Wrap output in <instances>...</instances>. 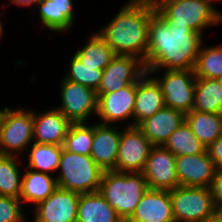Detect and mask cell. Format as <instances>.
<instances>
[{
	"instance_id": "obj_1",
	"label": "cell",
	"mask_w": 222,
	"mask_h": 222,
	"mask_svg": "<svg viewBox=\"0 0 222 222\" xmlns=\"http://www.w3.org/2000/svg\"><path fill=\"white\" fill-rule=\"evenodd\" d=\"M204 35L187 25H167L156 12L150 17L146 71L193 70Z\"/></svg>"
},
{
	"instance_id": "obj_2",
	"label": "cell",
	"mask_w": 222,
	"mask_h": 222,
	"mask_svg": "<svg viewBox=\"0 0 222 222\" xmlns=\"http://www.w3.org/2000/svg\"><path fill=\"white\" fill-rule=\"evenodd\" d=\"M152 5L127 1L117 14L97 33L115 51L116 55H130L146 63Z\"/></svg>"
},
{
	"instance_id": "obj_3",
	"label": "cell",
	"mask_w": 222,
	"mask_h": 222,
	"mask_svg": "<svg viewBox=\"0 0 222 222\" xmlns=\"http://www.w3.org/2000/svg\"><path fill=\"white\" fill-rule=\"evenodd\" d=\"M149 189L143 172L104 171L99 192L126 222Z\"/></svg>"
},
{
	"instance_id": "obj_4",
	"label": "cell",
	"mask_w": 222,
	"mask_h": 222,
	"mask_svg": "<svg viewBox=\"0 0 222 222\" xmlns=\"http://www.w3.org/2000/svg\"><path fill=\"white\" fill-rule=\"evenodd\" d=\"M103 172L90 155L62 148L55 178L59 188L85 194L99 191Z\"/></svg>"
},
{
	"instance_id": "obj_5",
	"label": "cell",
	"mask_w": 222,
	"mask_h": 222,
	"mask_svg": "<svg viewBox=\"0 0 222 222\" xmlns=\"http://www.w3.org/2000/svg\"><path fill=\"white\" fill-rule=\"evenodd\" d=\"M212 3V0H183L165 5L156 14L167 25H187L205 36L204 29L222 23V12Z\"/></svg>"
},
{
	"instance_id": "obj_6",
	"label": "cell",
	"mask_w": 222,
	"mask_h": 222,
	"mask_svg": "<svg viewBox=\"0 0 222 222\" xmlns=\"http://www.w3.org/2000/svg\"><path fill=\"white\" fill-rule=\"evenodd\" d=\"M175 222H212L218 219L209 187L177 186L170 190Z\"/></svg>"
},
{
	"instance_id": "obj_7",
	"label": "cell",
	"mask_w": 222,
	"mask_h": 222,
	"mask_svg": "<svg viewBox=\"0 0 222 222\" xmlns=\"http://www.w3.org/2000/svg\"><path fill=\"white\" fill-rule=\"evenodd\" d=\"M33 129V109L9 108L0 133V154L22 157L33 143Z\"/></svg>"
},
{
	"instance_id": "obj_8",
	"label": "cell",
	"mask_w": 222,
	"mask_h": 222,
	"mask_svg": "<svg viewBox=\"0 0 222 222\" xmlns=\"http://www.w3.org/2000/svg\"><path fill=\"white\" fill-rule=\"evenodd\" d=\"M148 72L160 85L164 95L165 106L179 110L184 114L192 111L196 76L194 70H163Z\"/></svg>"
},
{
	"instance_id": "obj_9",
	"label": "cell",
	"mask_w": 222,
	"mask_h": 222,
	"mask_svg": "<svg viewBox=\"0 0 222 222\" xmlns=\"http://www.w3.org/2000/svg\"><path fill=\"white\" fill-rule=\"evenodd\" d=\"M61 78L59 80L61 104L56 108L71 123H87L94 114L95 116L97 114V92L82 84Z\"/></svg>"
},
{
	"instance_id": "obj_10",
	"label": "cell",
	"mask_w": 222,
	"mask_h": 222,
	"mask_svg": "<svg viewBox=\"0 0 222 222\" xmlns=\"http://www.w3.org/2000/svg\"><path fill=\"white\" fill-rule=\"evenodd\" d=\"M137 83L130 84L118 91L104 93L98 96L97 123L115 125L119 122H127L126 127L134 126V106Z\"/></svg>"
},
{
	"instance_id": "obj_11",
	"label": "cell",
	"mask_w": 222,
	"mask_h": 222,
	"mask_svg": "<svg viewBox=\"0 0 222 222\" xmlns=\"http://www.w3.org/2000/svg\"><path fill=\"white\" fill-rule=\"evenodd\" d=\"M152 143L136 127L121 128L116 172H143Z\"/></svg>"
},
{
	"instance_id": "obj_12",
	"label": "cell",
	"mask_w": 222,
	"mask_h": 222,
	"mask_svg": "<svg viewBox=\"0 0 222 222\" xmlns=\"http://www.w3.org/2000/svg\"><path fill=\"white\" fill-rule=\"evenodd\" d=\"M147 73L144 62L130 55H116L103 70L97 96L118 91L130 84L137 83Z\"/></svg>"
},
{
	"instance_id": "obj_13",
	"label": "cell",
	"mask_w": 222,
	"mask_h": 222,
	"mask_svg": "<svg viewBox=\"0 0 222 222\" xmlns=\"http://www.w3.org/2000/svg\"><path fill=\"white\" fill-rule=\"evenodd\" d=\"M79 197L80 194L76 192L57 187L44 201L33 207L31 221L77 222Z\"/></svg>"
},
{
	"instance_id": "obj_14",
	"label": "cell",
	"mask_w": 222,
	"mask_h": 222,
	"mask_svg": "<svg viewBox=\"0 0 222 222\" xmlns=\"http://www.w3.org/2000/svg\"><path fill=\"white\" fill-rule=\"evenodd\" d=\"M175 161L176 156L164 146L151 148L143 170L150 189L170 191L179 186Z\"/></svg>"
},
{
	"instance_id": "obj_15",
	"label": "cell",
	"mask_w": 222,
	"mask_h": 222,
	"mask_svg": "<svg viewBox=\"0 0 222 222\" xmlns=\"http://www.w3.org/2000/svg\"><path fill=\"white\" fill-rule=\"evenodd\" d=\"M176 173L179 186L210 187L218 169L207 149L200 154L176 156Z\"/></svg>"
},
{
	"instance_id": "obj_16",
	"label": "cell",
	"mask_w": 222,
	"mask_h": 222,
	"mask_svg": "<svg viewBox=\"0 0 222 222\" xmlns=\"http://www.w3.org/2000/svg\"><path fill=\"white\" fill-rule=\"evenodd\" d=\"M121 128L118 125L94 123V137L90 156L103 171L116 168Z\"/></svg>"
},
{
	"instance_id": "obj_17",
	"label": "cell",
	"mask_w": 222,
	"mask_h": 222,
	"mask_svg": "<svg viewBox=\"0 0 222 222\" xmlns=\"http://www.w3.org/2000/svg\"><path fill=\"white\" fill-rule=\"evenodd\" d=\"M126 222H175L170 191L149 188Z\"/></svg>"
},
{
	"instance_id": "obj_18",
	"label": "cell",
	"mask_w": 222,
	"mask_h": 222,
	"mask_svg": "<svg viewBox=\"0 0 222 222\" xmlns=\"http://www.w3.org/2000/svg\"><path fill=\"white\" fill-rule=\"evenodd\" d=\"M71 124L56 107L39 113L33 109V142L62 146Z\"/></svg>"
},
{
	"instance_id": "obj_19",
	"label": "cell",
	"mask_w": 222,
	"mask_h": 222,
	"mask_svg": "<svg viewBox=\"0 0 222 222\" xmlns=\"http://www.w3.org/2000/svg\"><path fill=\"white\" fill-rule=\"evenodd\" d=\"M185 122V114L170 107H163L136 127L153 146H164L170 135Z\"/></svg>"
},
{
	"instance_id": "obj_20",
	"label": "cell",
	"mask_w": 222,
	"mask_h": 222,
	"mask_svg": "<svg viewBox=\"0 0 222 222\" xmlns=\"http://www.w3.org/2000/svg\"><path fill=\"white\" fill-rule=\"evenodd\" d=\"M74 7L73 0H39L34 8H38L40 24L58 34L73 28L76 21Z\"/></svg>"
},
{
	"instance_id": "obj_21",
	"label": "cell",
	"mask_w": 222,
	"mask_h": 222,
	"mask_svg": "<svg viewBox=\"0 0 222 222\" xmlns=\"http://www.w3.org/2000/svg\"><path fill=\"white\" fill-rule=\"evenodd\" d=\"M165 107L164 95L157 81L147 72L138 82L134 106V126Z\"/></svg>"
},
{
	"instance_id": "obj_22",
	"label": "cell",
	"mask_w": 222,
	"mask_h": 222,
	"mask_svg": "<svg viewBox=\"0 0 222 222\" xmlns=\"http://www.w3.org/2000/svg\"><path fill=\"white\" fill-rule=\"evenodd\" d=\"M23 170L22 189L20 200L28 206L35 207L44 201L57 189V181L54 175L37 172L26 168ZM30 204V205H29Z\"/></svg>"
},
{
	"instance_id": "obj_23",
	"label": "cell",
	"mask_w": 222,
	"mask_h": 222,
	"mask_svg": "<svg viewBox=\"0 0 222 222\" xmlns=\"http://www.w3.org/2000/svg\"><path fill=\"white\" fill-rule=\"evenodd\" d=\"M77 222H123L101 193L80 194Z\"/></svg>"
},
{
	"instance_id": "obj_24",
	"label": "cell",
	"mask_w": 222,
	"mask_h": 222,
	"mask_svg": "<svg viewBox=\"0 0 222 222\" xmlns=\"http://www.w3.org/2000/svg\"><path fill=\"white\" fill-rule=\"evenodd\" d=\"M185 122L206 149L222 135V114L192 110Z\"/></svg>"
},
{
	"instance_id": "obj_25",
	"label": "cell",
	"mask_w": 222,
	"mask_h": 222,
	"mask_svg": "<svg viewBox=\"0 0 222 222\" xmlns=\"http://www.w3.org/2000/svg\"><path fill=\"white\" fill-rule=\"evenodd\" d=\"M88 41L75 51V56L82 65L104 70L116 56L115 51L97 33L88 36Z\"/></svg>"
},
{
	"instance_id": "obj_26",
	"label": "cell",
	"mask_w": 222,
	"mask_h": 222,
	"mask_svg": "<svg viewBox=\"0 0 222 222\" xmlns=\"http://www.w3.org/2000/svg\"><path fill=\"white\" fill-rule=\"evenodd\" d=\"M192 110L222 114V82L220 79L197 78Z\"/></svg>"
},
{
	"instance_id": "obj_27",
	"label": "cell",
	"mask_w": 222,
	"mask_h": 222,
	"mask_svg": "<svg viewBox=\"0 0 222 222\" xmlns=\"http://www.w3.org/2000/svg\"><path fill=\"white\" fill-rule=\"evenodd\" d=\"M63 146L53 144H39L33 142L28 148L23 160H28L26 168L37 172L47 173L54 176L59 167L60 156ZM29 151V152H28Z\"/></svg>"
},
{
	"instance_id": "obj_28",
	"label": "cell",
	"mask_w": 222,
	"mask_h": 222,
	"mask_svg": "<svg viewBox=\"0 0 222 222\" xmlns=\"http://www.w3.org/2000/svg\"><path fill=\"white\" fill-rule=\"evenodd\" d=\"M22 157L0 154V196L20 198L23 171Z\"/></svg>"
},
{
	"instance_id": "obj_29",
	"label": "cell",
	"mask_w": 222,
	"mask_h": 222,
	"mask_svg": "<svg viewBox=\"0 0 222 222\" xmlns=\"http://www.w3.org/2000/svg\"><path fill=\"white\" fill-rule=\"evenodd\" d=\"M193 70L196 78L221 79L222 44L206 46L203 42Z\"/></svg>"
},
{
	"instance_id": "obj_30",
	"label": "cell",
	"mask_w": 222,
	"mask_h": 222,
	"mask_svg": "<svg viewBox=\"0 0 222 222\" xmlns=\"http://www.w3.org/2000/svg\"><path fill=\"white\" fill-rule=\"evenodd\" d=\"M164 147L175 156L200 154L206 150L186 122L170 135Z\"/></svg>"
},
{
	"instance_id": "obj_31",
	"label": "cell",
	"mask_w": 222,
	"mask_h": 222,
	"mask_svg": "<svg viewBox=\"0 0 222 222\" xmlns=\"http://www.w3.org/2000/svg\"><path fill=\"white\" fill-rule=\"evenodd\" d=\"M89 124L72 123L64 139L63 148L73 153L90 155L94 137V124H91V122Z\"/></svg>"
},
{
	"instance_id": "obj_32",
	"label": "cell",
	"mask_w": 222,
	"mask_h": 222,
	"mask_svg": "<svg viewBox=\"0 0 222 222\" xmlns=\"http://www.w3.org/2000/svg\"><path fill=\"white\" fill-rule=\"evenodd\" d=\"M68 65L67 73L62 76L64 79L82 84L94 91L98 90L102 80L103 70H96V67L82 65L74 54L71 56Z\"/></svg>"
},
{
	"instance_id": "obj_33",
	"label": "cell",
	"mask_w": 222,
	"mask_h": 222,
	"mask_svg": "<svg viewBox=\"0 0 222 222\" xmlns=\"http://www.w3.org/2000/svg\"><path fill=\"white\" fill-rule=\"evenodd\" d=\"M22 204L20 198L0 196V222H29Z\"/></svg>"
},
{
	"instance_id": "obj_34",
	"label": "cell",
	"mask_w": 222,
	"mask_h": 222,
	"mask_svg": "<svg viewBox=\"0 0 222 222\" xmlns=\"http://www.w3.org/2000/svg\"><path fill=\"white\" fill-rule=\"evenodd\" d=\"M213 202L218 214H222V169H217L210 185Z\"/></svg>"
},
{
	"instance_id": "obj_35",
	"label": "cell",
	"mask_w": 222,
	"mask_h": 222,
	"mask_svg": "<svg viewBox=\"0 0 222 222\" xmlns=\"http://www.w3.org/2000/svg\"><path fill=\"white\" fill-rule=\"evenodd\" d=\"M207 152L214 165L222 169V135L207 148Z\"/></svg>"
},
{
	"instance_id": "obj_36",
	"label": "cell",
	"mask_w": 222,
	"mask_h": 222,
	"mask_svg": "<svg viewBox=\"0 0 222 222\" xmlns=\"http://www.w3.org/2000/svg\"><path fill=\"white\" fill-rule=\"evenodd\" d=\"M39 0H10V2L13 4L14 6H23V7H35L36 2H38ZM33 5V6H32Z\"/></svg>"
},
{
	"instance_id": "obj_37",
	"label": "cell",
	"mask_w": 222,
	"mask_h": 222,
	"mask_svg": "<svg viewBox=\"0 0 222 222\" xmlns=\"http://www.w3.org/2000/svg\"><path fill=\"white\" fill-rule=\"evenodd\" d=\"M178 1H183V0H157L153 5L152 8L155 10V12H158L161 10L165 5L178 2Z\"/></svg>"
},
{
	"instance_id": "obj_38",
	"label": "cell",
	"mask_w": 222,
	"mask_h": 222,
	"mask_svg": "<svg viewBox=\"0 0 222 222\" xmlns=\"http://www.w3.org/2000/svg\"><path fill=\"white\" fill-rule=\"evenodd\" d=\"M9 108H10L9 106H4L3 109H0V133H1L2 126H3L5 115H6L7 110Z\"/></svg>"
},
{
	"instance_id": "obj_39",
	"label": "cell",
	"mask_w": 222,
	"mask_h": 222,
	"mask_svg": "<svg viewBox=\"0 0 222 222\" xmlns=\"http://www.w3.org/2000/svg\"><path fill=\"white\" fill-rule=\"evenodd\" d=\"M129 1H132V2L138 3V4L153 5L157 0H129Z\"/></svg>"
},
{
	"instance_id": "obj_40",
	"label": "cell",
	"mask_w": 222,
	"mask_h": 222,
	"mask_svg": "<svg viewBox=\"0 0 222 222\" xmlns=\"http://www.w3.org/2000/svg\"><path fill=\"white\" fill-rule=\"evenodd\" d=\"M1 16H3V14L1 15L0 13V41L2 40V37H3V33H4V24L3 22L1 21Z\"/></svg>"
},
{
	"instance_id": "obj_41",
	"label": "cell",
	"mask_w": 222,
	"mask_h": 222,
	"mask_svg": "<svg viewBox=\"0 0 222 222\" xmlns=\"http://www.w3.org/2000/svg\"><path fill=\"white\" fill-rule=\"evenodd\" d=\"M218 219L222 222V214H219Z\"/></svg>"
},
{
	"instance_id": "obj_42",
	"label": "cell",
	"mask_w": 222,
	"mask_h": 222,
	"mask_svg": "<svg viewBox=\"0 0 222 222\" xmlns=\"http://www.w3.org/2000/svg\"><path fill=\"white\" fill-rule=\"evenodd\" d=\"M212 222H221L219 219L215 220V221H212Z\"/></svg>"
}]
</instances>
